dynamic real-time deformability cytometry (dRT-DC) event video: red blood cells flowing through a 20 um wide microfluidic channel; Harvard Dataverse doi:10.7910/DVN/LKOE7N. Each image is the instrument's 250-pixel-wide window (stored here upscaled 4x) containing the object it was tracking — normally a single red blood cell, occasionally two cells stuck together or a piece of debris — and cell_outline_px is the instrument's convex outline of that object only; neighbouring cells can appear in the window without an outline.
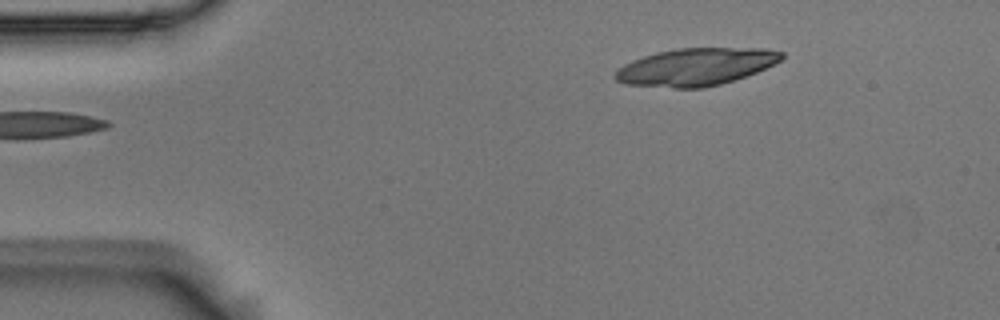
{"species": "Egyptian fruit bat (a non-hibernating species)", "species_latin": "Rousettus aegyptiacus", "temperature_condition": "room temperature", "stored_images_in_passage": 8, "camera_frame_rate_fps": 3000, "um_per_image_px": 0.085, "animal": {"sex": "male"}, "frame": {"image": 1, "passage_image": 1, "time_ms": 0.0, "image_size_px": [1000, 320], "cell_outline_px": [[784, 56], [780, 60], [756, 72], [720, 84], [704, 88], [672, 88], [624, 84], [616, 80], [612, 76], [624, 64], [632, 60], [656, 52], [676, 48], [764, 48], [784, 52]], "centroid_in_image_um": [59.11, 5.68], "position_along_channel_um": 25.9, "area_um2": 36.18}}